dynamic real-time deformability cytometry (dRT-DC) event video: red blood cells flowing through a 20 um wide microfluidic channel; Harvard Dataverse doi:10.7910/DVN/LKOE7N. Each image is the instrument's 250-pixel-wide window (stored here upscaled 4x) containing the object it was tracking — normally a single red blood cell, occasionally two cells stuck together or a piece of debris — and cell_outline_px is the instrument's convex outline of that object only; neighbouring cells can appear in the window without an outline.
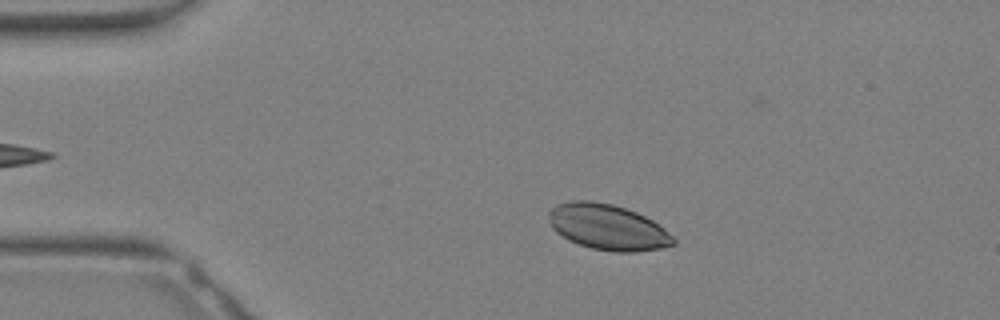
{"species": "Egyptian fruit bat (a non-hibernating species)", "species_latin": "Rousettus aegyptiacus", "temperature_condition": "warm", "stored_images_in_passage": 20, "camera_frame_rate_fps": 3000, "um_per_image_px": 0.085, "animal": {"sex": "female"}, "frame": {"image": 1, "passage_image": 5, "time_ms": 1.333, "image_size_px": [1000, 320], "cell_outline_px": [[676, 244], [660, 248], [636, 252], [612, 252], [592, 248], [568, 240], [556, 232], [552, 228], [548, 212], [556, 204], [572, 200], [592, 200], [612, 204], [636, 212], [652, 220], [664, 228], [676, 240]], "centroid_in_image_um": [51.65, 19.3], "position_along_channel_um": 33.4, "area_um2": 33.18}}
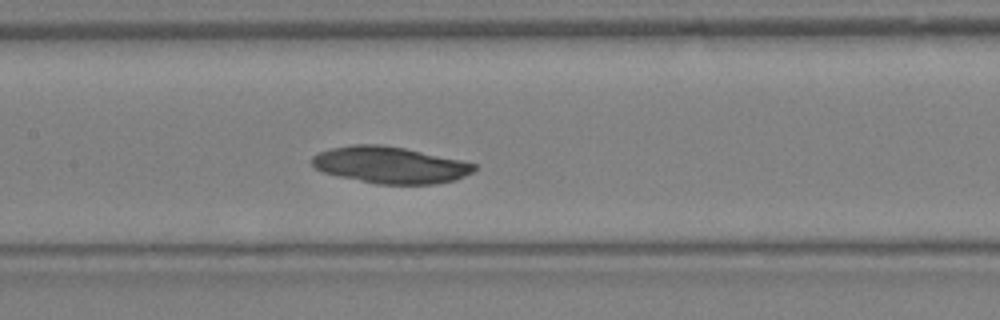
{"frame": {"image": 2, "passage_image": 14, "time_ms": 4.333, "image_size_px": [1000, 320], "cell_outline_px": [[476, 168], [472, 172], [456, 180], [432, 184], [376, 184], [340, 176], [324, 172], [316, 168], [312, 164], [312, 156], [320, 152], [332, 148], [352, 144], [384, 144], [404, 148], [460, 160], [476, 164]], "centroid_in_image_um": [33.16, 14.02], "position_along_channel_um": 174.2, "area_um2": 34.39}}
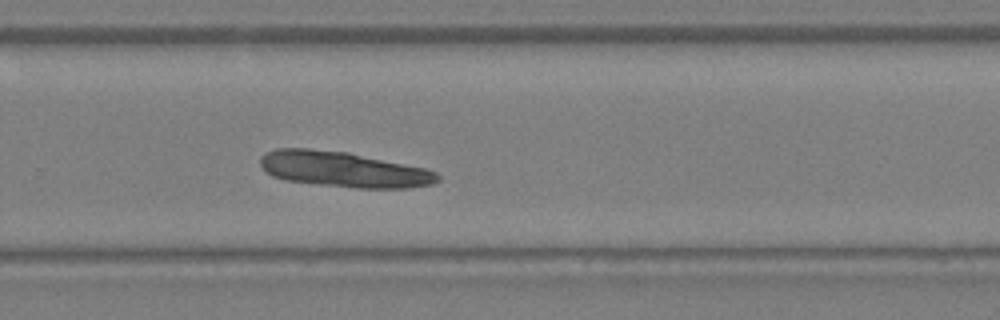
{"frame": {"image": 3, "passage_image": 20, "time_ms": 6.333, "image_size_px": [1000, 320], "cell_outline_px": [[440, 180], [432, 184], [408, 188], [356, 188], [284, 180], [272, 176], [260, 164], [260, 156], [264, 152], [276, 148], [308, 148], [348, 152], [424, 168], [436, 172], [440, 176]], "centroid_in_image_um": [29.18, 14.39], "position_along_channel_um": 300.6, "area_um2": 36.65}}